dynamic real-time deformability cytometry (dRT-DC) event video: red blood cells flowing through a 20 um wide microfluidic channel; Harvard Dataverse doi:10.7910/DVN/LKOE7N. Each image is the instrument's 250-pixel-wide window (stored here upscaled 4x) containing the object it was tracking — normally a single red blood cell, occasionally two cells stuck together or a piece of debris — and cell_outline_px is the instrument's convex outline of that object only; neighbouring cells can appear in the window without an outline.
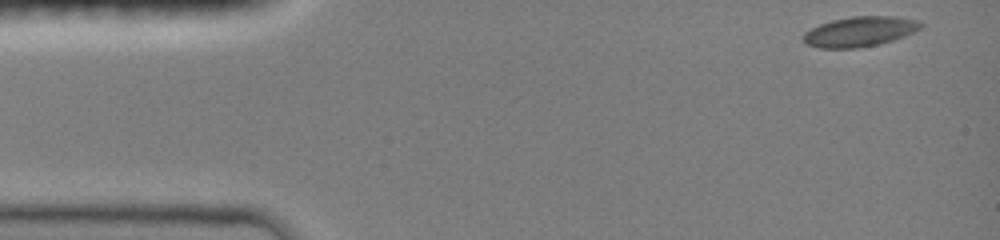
{"species": "common noctule bat (a hibernating species)", "species_latin": "Nyctalus noctula", "temperature_condition": "room temperature", "stored_images_in_passage": 21, "camera_frame_rate_fps": 3000, "um_per_image_px": 0.085, "animal": {"sex": "female", "body_mass_g": 19.0, "forearm_length_mm": 51.5}, "frame": {"image": 1, "passage_image": 1, "time_ms": 0.0, "image_size_px": [1000, 240], "cell_outline_px": [[924, 24], [920, 28], [904, 36], [892, 40], [876, 44], [856, 48], [820, 48], [808, 44], [804, 40], [804, 32], [820, 24], [832, 20], [852, 16], [896, 16], [920, 20]], "centroid_in_image_um": [73.11, 2.66], "position_along_channel_um": 11.9, "area_um2": 20.35}}
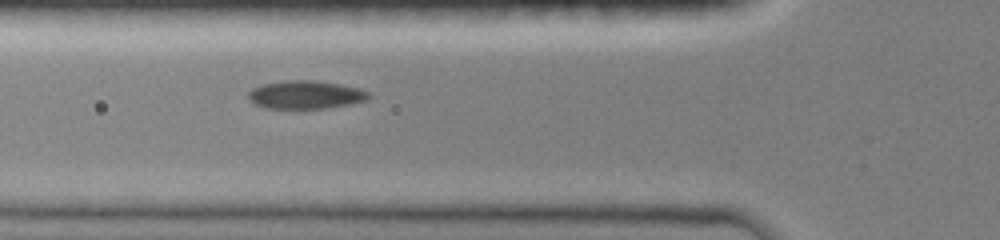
{"frame": {"image": 2, "passage_image": 12, "time_ms": 3.667, "image_size_px": [1000, 240], "cell_outline_px": [[368, 100], [348, 104], [324, 108], [264, 108], [248, 100], [248, 92], [252, 88], [264, 84], [288, 80], [316, 80], [340, 84], [360, 88], [368, 92]], "centroid_in_image_um": [25.95, 8.04], "position_along_channel_um": 99.8, "area_um2": 19.65}}
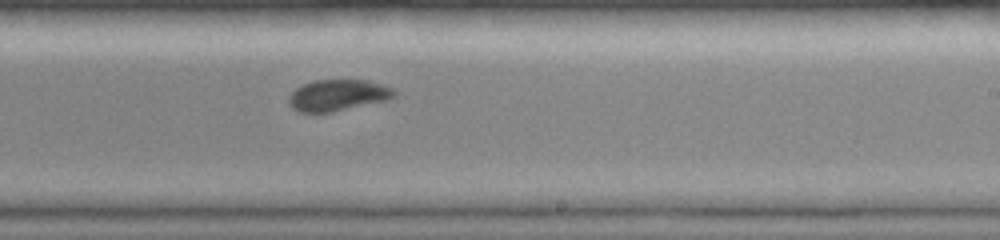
{"frame": {"image": 3, "passage_image": 21, "time_ms": 6.667, "image_size_px": [1000, 240], "cell_outline_px": [[396, 92], [388, 100], [332, 112], [300, 112], [292, 108], [288, 104], [288, 100], [292, 92], [296, 88], [312, 80], [368, 80], [392, 88]], "centroid_in_image_um": [28.69, 8.09], "position_along_channel_um": 260.3, "area_um2": 19.13}}